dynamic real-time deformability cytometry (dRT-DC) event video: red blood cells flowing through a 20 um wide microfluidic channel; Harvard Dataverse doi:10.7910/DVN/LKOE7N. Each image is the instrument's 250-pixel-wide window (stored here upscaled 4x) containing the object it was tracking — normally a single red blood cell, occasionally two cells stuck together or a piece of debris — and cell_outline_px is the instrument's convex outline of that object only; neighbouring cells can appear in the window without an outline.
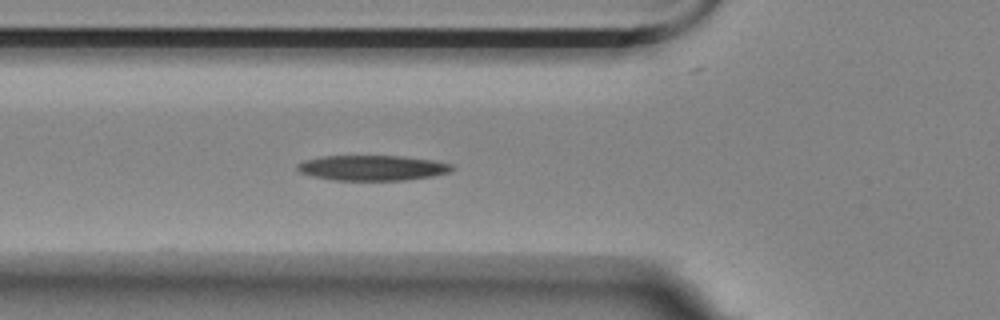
{"species": "Egyptian fruit bat (a non-hibernating species)", "species_latin": "Rousettus aegyptiacus", "temperature_condition": "room temperature", "stored_images_in_passage": 4, "camera_frame_rate_fps": 3000, "um_per_image_px": 0.085, "animal": {"sex": "female"}, "frame": {"image": 1, "passage_image": 4, "time_ms": 4.333, "image_size_px": [1000, 320], "cell_outline_px": [[456, 168], [448, 172], [432, 176], [404, 180], [332, 180], [312, 176], [300, 172], [296, 168], [296, 164], [304, 160], [320, 156], [400, 156], [432, 160], [452, 164]], "centroid_in_image_um": [31.62, 14.27], "position_along_channel_um": 94.2, "area_um2": 22.77}}